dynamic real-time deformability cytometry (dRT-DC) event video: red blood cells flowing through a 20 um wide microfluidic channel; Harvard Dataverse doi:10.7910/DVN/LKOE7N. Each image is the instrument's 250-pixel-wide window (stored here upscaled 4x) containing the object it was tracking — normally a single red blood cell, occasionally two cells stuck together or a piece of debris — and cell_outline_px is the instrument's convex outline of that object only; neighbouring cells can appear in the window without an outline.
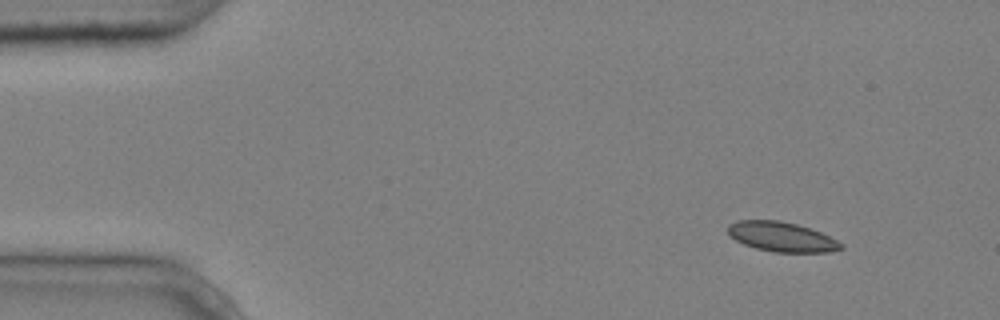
{"species": "common noctule bat (a hibernating species)", "species_latin": "Nyctalus noctula", "temperature_condition": "cold", "stored_images_in_passage": 3, "camera_frame_rate_fps": 3000, "um_per_image_px": 0.085, "animal": {"sex": "male", "body_mass_g": 20.4}, "frame": {"image": 1, "passage_image": 1, "time_ms": 0.0, "image_size_px": [1000, 320], "cell_outline_px": [[844, 248], [828, 252], [772, 252], [756, 248], [744, 244], [728, 236], [728, 224], [736, 220], [780, 220], [796, 224], [820, 232], [844, 244]], "centroid_in_image_um": [66.41, 20.13], "position_along_channel_um": 18.6, "area_um2": 19.59}}
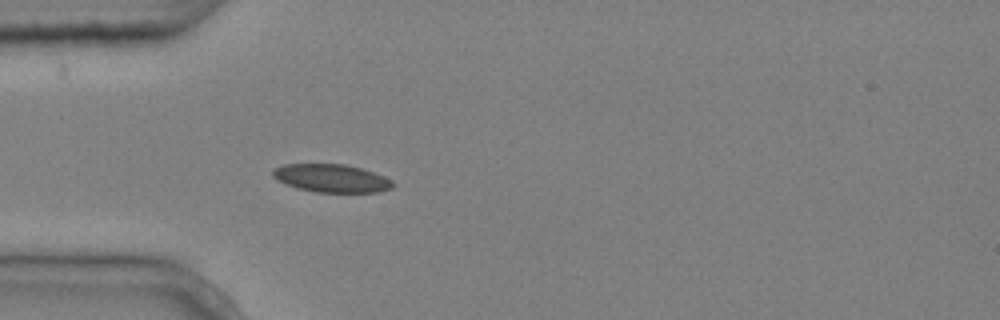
{"frame": {"image": 2, "passage_image": 3, "time_ms": 0.667, "image_size_px": [1000, 320], "cell_outline_px": [[396, 184], [392, 188], [380, 192], [316, 192], [296, 188], [276, 180], [272, 176], [272, 168], [284, 164], [344, 164], [360, 168], [384, 176], [392, 180]], "centroid_in_image_um": [28.16, 15.15], "position_along_channel_um": 56.8, "area_um2": 19.77}}